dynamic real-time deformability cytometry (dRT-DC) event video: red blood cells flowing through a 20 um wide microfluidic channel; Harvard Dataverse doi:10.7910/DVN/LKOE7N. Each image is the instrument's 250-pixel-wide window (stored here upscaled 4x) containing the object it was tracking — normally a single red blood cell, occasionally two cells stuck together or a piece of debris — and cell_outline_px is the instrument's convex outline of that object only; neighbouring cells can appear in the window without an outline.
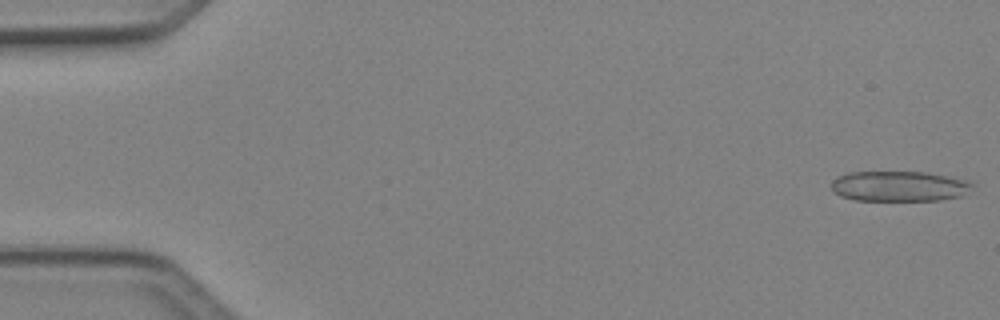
{"species": "Egyptian fruit bat (a non-hibernating species)", "species_latin": "Rousettus aegyptiacus", "temperature_condition": "cold", "stored_images_in_passage": 6, "camera_frame_rate_fps": 3000, "um_per_image_px": 0.085, "animal": {"sex": "female"}, "frame": {"image": 1, "passage_image": 1, "time_ms": 0.0, "image_size_px": [1000, 320], "cell_outline_px": [[976, 184], [960, 196], [940, 200], [856, 200], [840, 196], [832, 192], [832, 180], [836, 176], [848, 172], [928, 172], [972, 180]], "centroid_in_image_um": [76.44, 15.81], "position_along_channel_um": 8.6, "area_um2": 25.2}}
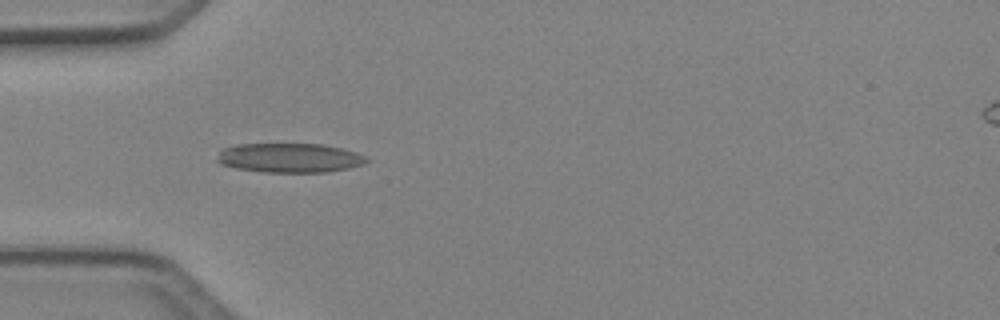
{"frame": {"image": 2, "passage_image": 5, "time_ms": 1.333, "image_size_px": [1000, 320], "cell_outline_px": [[372, 160], [364, 164], [348, 168], [328, 172], [264, 172], [236, 168], [220, 164], [216, 160], [220, 148], [236, 144], [324, 144], [356, 152], [368, 156]], "centroid_in_image_um": [24.62, 13.41], "position_along_channel_um": 60.4, "area_um2": 25.89}}
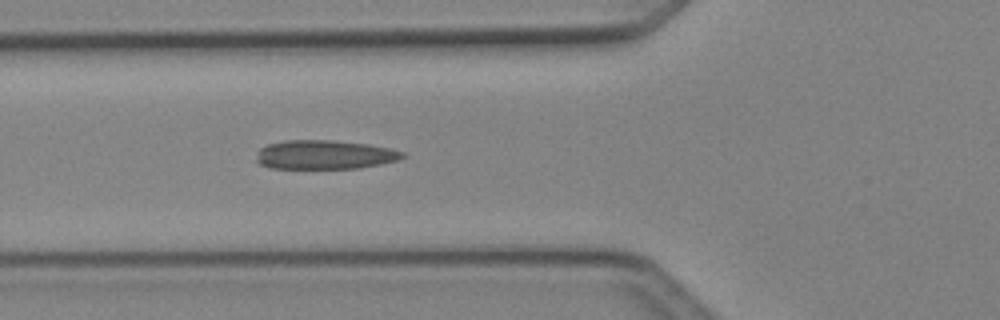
{"frame": {"image": 3, "passage_image": 6, "time_ms": 1.667, "image_size_px": [1000, 320], "cell_outline_px": [[408, 156], [396, 160], [380, 164], [360, 168], [268, 168], [260, 164], [256, 160], [256, 152], [260, 148], [268, 144], [284, 140], [332, 140], [368, 144], [392, 148], [404, 152]], "centroid_in_image_um": [27.59, 13.14], "position_along_channel_um": 98.2, "area_um2": 24.91}}